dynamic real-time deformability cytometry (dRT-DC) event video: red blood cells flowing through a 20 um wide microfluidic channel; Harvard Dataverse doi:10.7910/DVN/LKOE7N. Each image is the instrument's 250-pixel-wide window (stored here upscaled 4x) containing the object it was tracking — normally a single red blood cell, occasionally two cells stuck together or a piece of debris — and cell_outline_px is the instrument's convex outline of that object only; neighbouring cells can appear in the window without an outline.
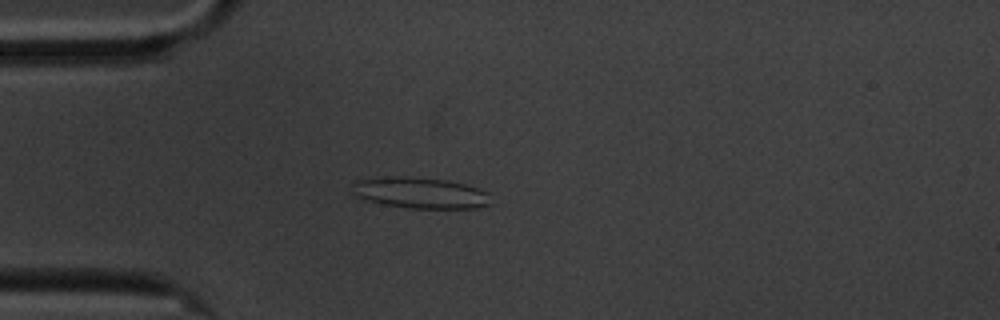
{"species": "common noctule bat (a hibernating species)", "species_latin": "Nyctalus noctula", "temperature_condition": "cold", "stored_images_in_passage": 57, "camera_frame_rate_fps": 3000, "um_per_image_px": 0.085, "animal": {"sex": "male", "body_mass_g": 20.1, "forearm_length_mm": 53.5}, "frame": {"image": 1, "passage_image": 14, "time_ms": 4.333, "image_size_px": [1000, 320], "cell_outline_px": [[492, 204], [476, 208], [408, 208], [384, 204], [368, 200], [356, 196], [352, 192], [352, 184], [356, 180], [384, 176], [404, 176], [444, 180], [464, 184], [480, 188], [488, 192]], "centroid_in_image_um": [35.72, 16.39], "position_along_channel_um": 49.3, "area_um2": 25.2}}
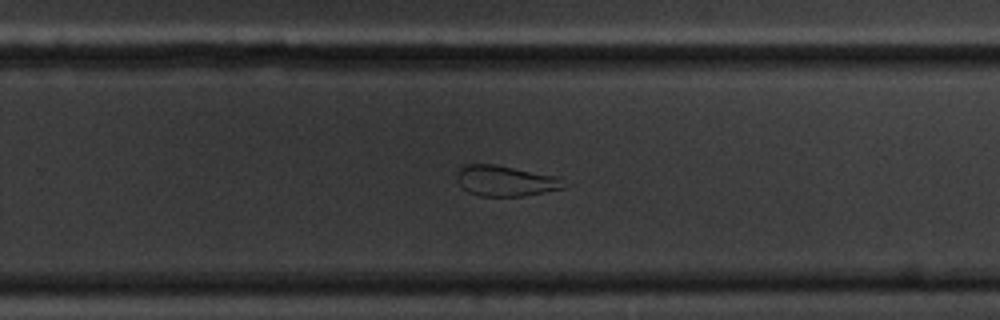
{"frame": {"image": 2, "passage_image": 36, "time_ms": 11.667, "image_size_px": [1000, 320], "cell_outline_px": [[572, 184], [564, 188], [524, 196], [480, 196], [468, 192], [456, 180], [456, 172], [464, 164], [496, 164], [560, 176]], "centroid_in_image_um": [43.05, 15.36], "position_along_channel_um": 286.8, "area_um2": 19.65}}
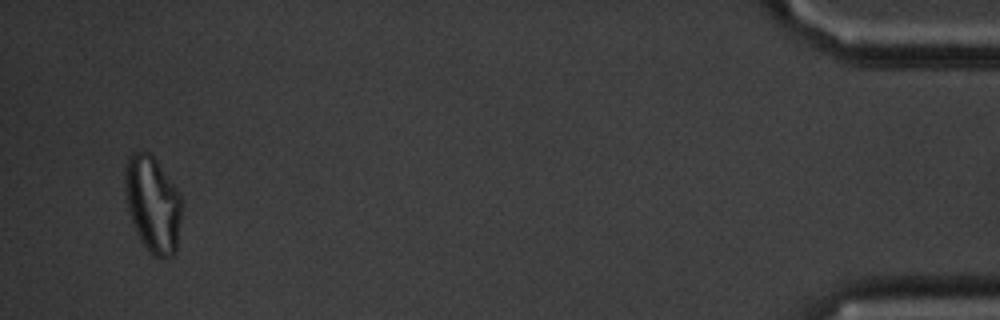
{"frame": {"image": 3, "passage_image": 55, "time_ms": 18.0, "image_size_px": [1000, 320], "cell_outline_px": [[184, 200], [176, 252], [172, 256], [164, 260], [160, 260], [152, 256], [140, 240], [132, 224], [128, 212], [124, 192], [124, 172], [128, 156], [132, 152], [148, 152], [156, 160]], "centroid_in_image_um": [12.98, 17.41], "position_along_channel_um": 422.2, "area_um2": 32.6}, "authors_computed_cell_mechanics": {"area_um2": 25.2008, "velocity_mm_per_s": 3.3992, "shape_relaxation_time_tau1_ms": null, "shape_relaxation_time_tau2_ms": 4.0725, "deformation_change_tau1": null, "deformation_change_tau2": 0.1363}}